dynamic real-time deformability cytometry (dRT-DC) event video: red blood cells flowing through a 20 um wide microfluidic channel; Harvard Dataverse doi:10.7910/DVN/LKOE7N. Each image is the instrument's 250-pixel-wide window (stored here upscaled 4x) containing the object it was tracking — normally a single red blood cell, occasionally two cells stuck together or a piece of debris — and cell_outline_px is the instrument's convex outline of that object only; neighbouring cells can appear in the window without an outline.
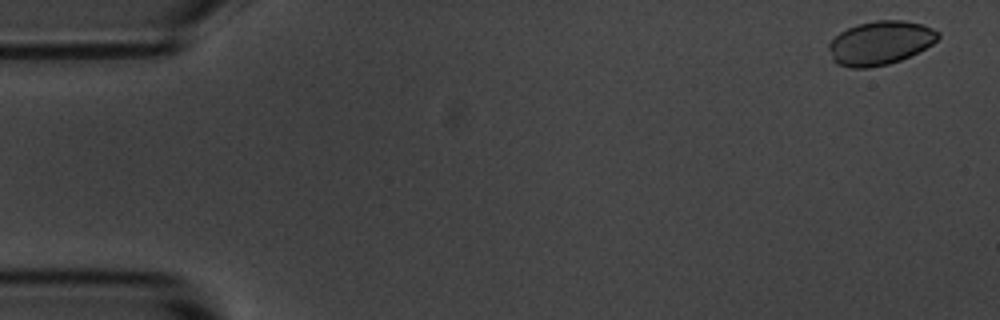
{"species": "common noctule bat (a hibernating species)", "species_latin": "Nyctalus noctula", "temperature_condition": "room temperature", "stored_images_in_passage": 5, "camera_frame_rate_fps": 3000, "um_per_image_px": 0.085, "animal": {"sex": "male", "body_mass_g": 20.1, "forearm_length_mm": 53.5}, "frame": {"image": 1, "passage_image": 1, "time_ms": 0.0, "image_size_px": [1000, 320], "cell_outline_px": [[940, 36], [932, 44], [900, 60], [888, 64], [868, 68], [852, 68], [836, 64], [832, 60], [828, 48], [828, 44], [840, 32], [856, 24], [876, 20], [900, 20], [924, 24], [940, 32]], "centroid_in_image_um": [74.79, 3.64], "position_along_channel_um": 10.2, "area_um2": 27.86}}
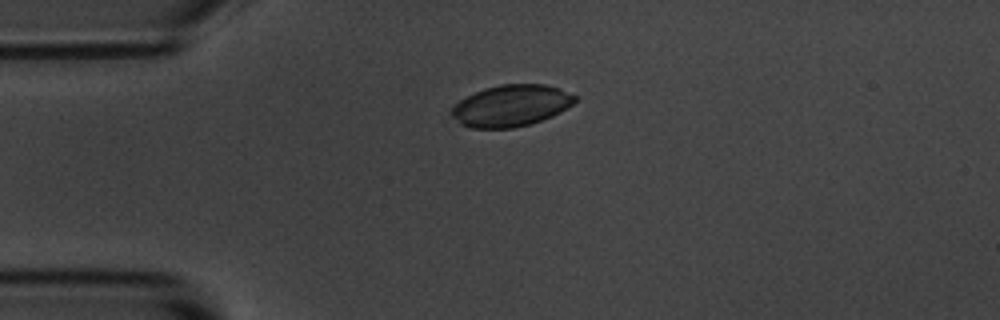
{"frame": {"image": 2, "passage_image": 4, "time_ms": 3.667, "image_size_px": [1000, 320], "cell_outline_px": [[576, 100], [572, 104], [560, 112], [552, 116], [528, 124], [512, 128], [472, 128], [460, 124], [452, 112], [452, 108], [460, 100], [484, 88], [500, 84], [544, 84], [556, 88], [576, 96]], "centroid_in_image_um": [43.44, 8.98], "position_along_channel_um": 41.6, "area_um2": 29.3}}